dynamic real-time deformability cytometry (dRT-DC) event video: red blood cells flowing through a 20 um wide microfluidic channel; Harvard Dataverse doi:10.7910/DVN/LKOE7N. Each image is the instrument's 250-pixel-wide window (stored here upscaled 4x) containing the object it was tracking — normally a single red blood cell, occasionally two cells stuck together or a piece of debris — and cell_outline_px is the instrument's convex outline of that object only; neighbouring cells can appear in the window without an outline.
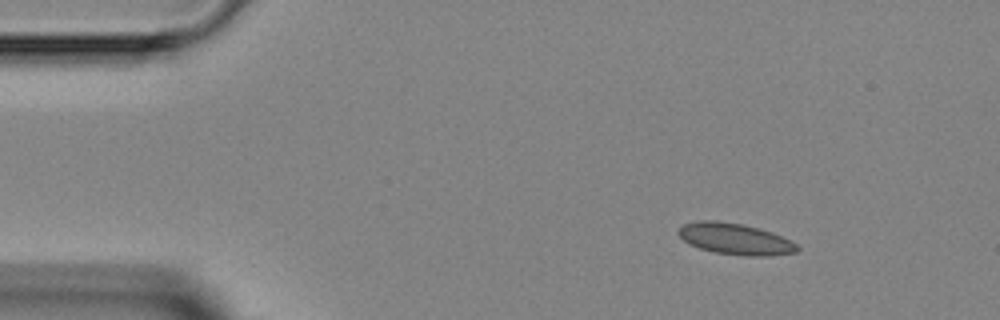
{"species": "Egyptian fruit bat (a non-hibernating species)", "species_latin": "Rousettus aegyptiacus", "temperature_condition": "room temperature", "stored_images_in_passage": 2, "camera_frame_rate_fps": 3000, "um_per_image_px": 0.085, "animal": {"sex": "female"}, "frame": {"image": 1, "passage_image": 1, "time_ms": 0.0, "image_size_px": [1000, 320], "cell_outline_px": [[800, 248], [796, 252], [768, 256], [748, 256], [716, 252], [700, 248], [688, 244], [676, 232], [684, 224], [696, 220], [716, 220], [744, 224], [760, 228], [772, 232], [796, 244]], "centroid_in_image_um": [62.47, 20.29], "position_along_channel_um": 22.5, "area_um2": 21.62}}